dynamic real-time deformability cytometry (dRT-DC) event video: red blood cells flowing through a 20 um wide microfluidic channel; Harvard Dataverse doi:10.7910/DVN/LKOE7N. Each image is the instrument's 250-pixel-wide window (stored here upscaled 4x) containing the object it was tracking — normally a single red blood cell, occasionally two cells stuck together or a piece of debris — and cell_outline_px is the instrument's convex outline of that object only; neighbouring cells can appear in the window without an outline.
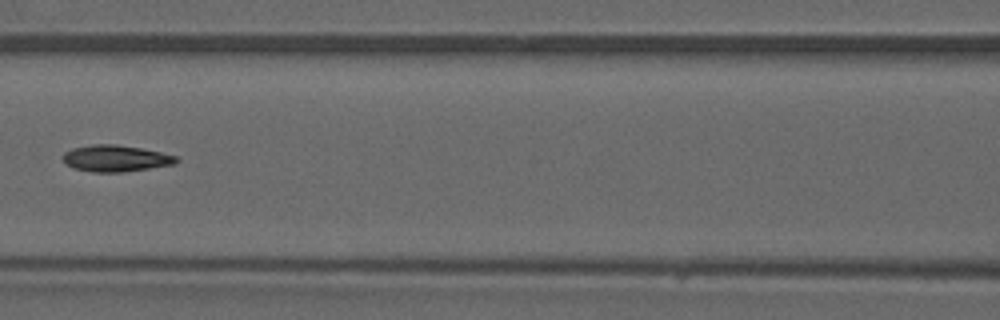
{"species": "common noctule bat (a hibernating species)", "species_latin": "Nyctalus noctula", "temperature_condition": "warm", "stored_images_in_passage": 7, "camera_frame_rate_fps": 3000, "um_per_image_px": 0.085, "animal": {"sex": "male", "forearm_length_mm": 52.5}, "frame": {"image": 1, "passage_image": 6, "time_ms": 1.667, "image_size_px": [1000, 320], "cell_outline_px": [[180, 160], [176, 164], [124, 172], [92, 172], [72, 168], [64, 164], [64, 152], [72, 148], [92, 144], [116, 144], [140, 148], [160, 152], [176, 156]], "centroid_in_image_um": [9.82, 13.47], "position_along_channel_um": 156.8, "area_um2": 17.63}}
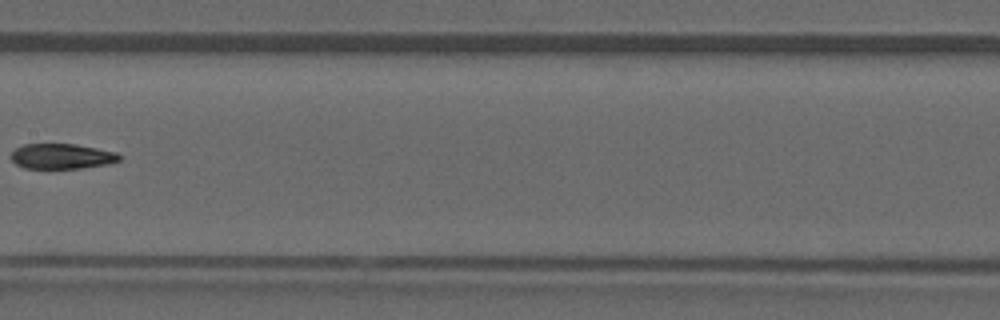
{"frame": {"image": 2, "passage_image": 7, "time_ms": 2.0, "image_size_px": [1000, 320], "cell_outline_px": [[124, 156], [120, 160], [108, 164], [80, 168], [24, 168], [16, 164], [12, 160], [12, 152], [16, 148], [24, 144], [76, 144], [116, 152]], "centroid_in_image_um": [5.29, 13.28], "position_along_channel_um": 202.1, "area_um2": 15.9}}